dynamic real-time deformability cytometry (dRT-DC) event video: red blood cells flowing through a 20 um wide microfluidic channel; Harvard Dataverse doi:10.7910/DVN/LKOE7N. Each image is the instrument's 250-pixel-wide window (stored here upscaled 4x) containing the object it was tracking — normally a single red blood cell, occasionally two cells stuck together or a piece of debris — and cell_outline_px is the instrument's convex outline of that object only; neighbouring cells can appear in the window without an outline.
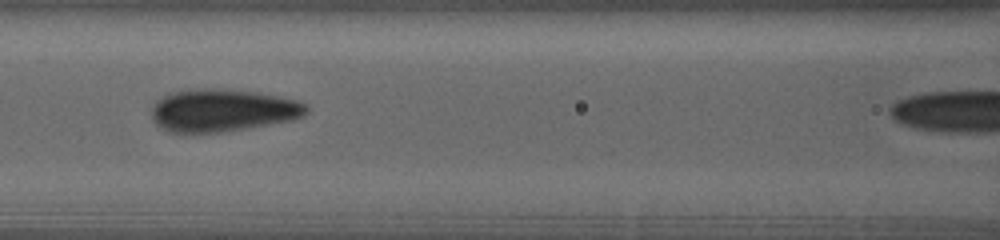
{"species": "human", "species_latin": "Homo sapiens", "temperature_condition": "warm", "stored_images_in_passage": 38, "camera_frame_rate_fps": 3000, "um_per_image_px": 0.085, "donor": {"sex": "female"}, "frame": {"image": 1, "passage_image": 12, "time_ms": 6.667, "image_size_px": [1000, 240], "cell_outline_px": [[308, 112], [304, 116], [292, 120], [220, 132], [168, 132], [160, 128], [152, 120], [152, 108], [164, 96], [172, 92], [204, 88], [256, 92], [296, 100], [308, 104]], "centroid_in_image_um": [18.93, 9.39], "position_along_channel_um": 147.7, "area_um2": 37.86}}
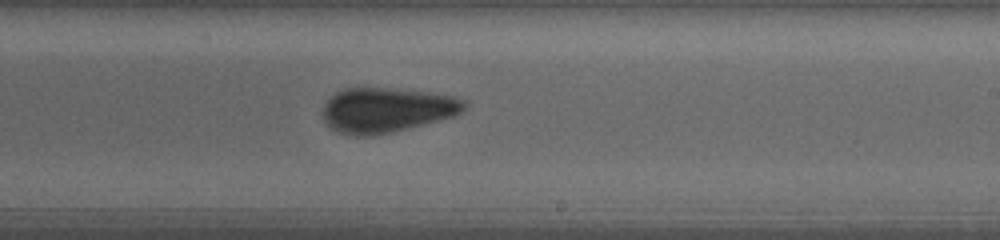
{"frame": {"image": 2, "passage_image": 22, "time_ms": 10.667, "image_size_px": [1000, 240], "cell_outline_px": [[468, 104], [456, 116], [392, 132], [372, 136], [348, 136], [336, 132], [324, 120], [324, 104], [336, 92], [344, 88], [384, 88], [428, 92], [452, 96], [464, 100]], "centroid_in_image_um": [32.85, 9.36], "position_along_channel_um": 256.1, "area_um2": 36.88}}
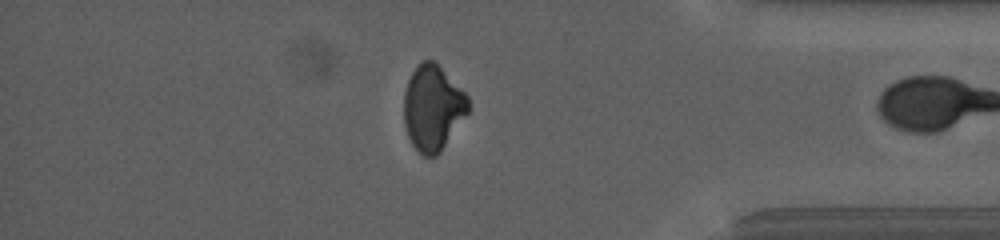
{"frame": {"image": 3, "passage_image": 37, "time_ms": 16.667, "image_size_px": [1000, 240], "cell_outline_px": [[468, 112], [440, 152], [436, 156], [424, 156], [412, 144], [408, 136], [404, 124], [404, 92], [408, 80], [416, 64], [424, 60], [432, 60], [468, 96]], "centroid_in_image_um": [36.76, 9.17], "position_along_channel_um": 398.4, "area_um2": 31.5}}